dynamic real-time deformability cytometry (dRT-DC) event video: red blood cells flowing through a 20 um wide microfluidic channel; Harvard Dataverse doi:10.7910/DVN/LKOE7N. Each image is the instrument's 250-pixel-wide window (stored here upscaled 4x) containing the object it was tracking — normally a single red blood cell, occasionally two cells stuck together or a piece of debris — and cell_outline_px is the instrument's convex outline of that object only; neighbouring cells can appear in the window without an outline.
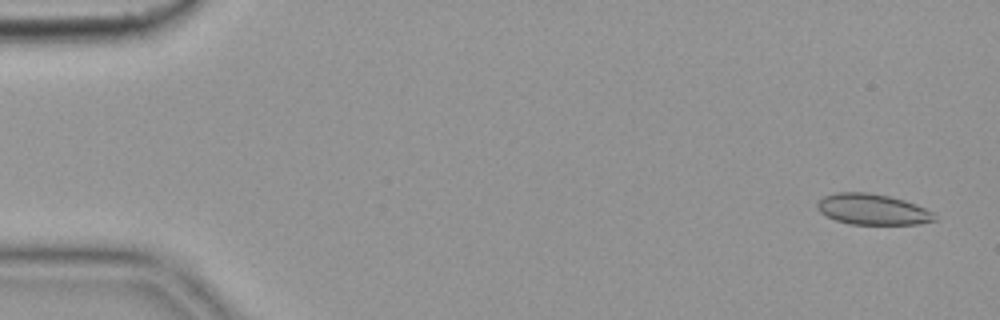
{"species": "common noctule bat (a hibernating species)", "species_latin": "Nyctalus noctula", "temperature_condition": "cold", "stored_images_in_passage": 56, "camera_frame_rate_fps": 3000, "um_per_image_px": 0.085, "animal": {"sex": "female", "body_mass_g": 19.9}, "frame": {"image": 1, "passage_image": 3, "time_ms": 0.667, "image_size_px": [1000, 320], "cell_outline_px": [[936, 220], [920, 224], [848, 224], [836, 220], [820, 212], [816, 208], [816, 204], [824, 196], [836, 192], [868, 192], [888, 196], [904, 200], [916, 204], [932, 212]], "centroid_in_image_um": [74.14, 17.79], "position_along_channel_um": 10.9, "area_um2": 20.98}}
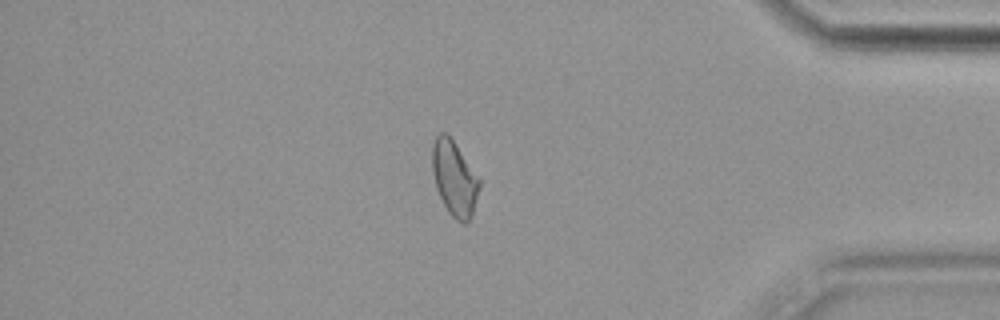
{"frame": {"image": 2, "passage_image": 48, "time_ms": 15.667, "image_size_px": [1000, 320], "cell_outline_px": [[480, 188], [472, 216], [464, 224], [456, 220], [448, 212], [436, 188], [432, 172], [432, 144], [436, 136], [440, 132], [448, 132], [480, 180]], "centroid_in_image_um": [38.61, 15.14], "position_along_channel_um": 396.6, "area_um2": 20.63}}
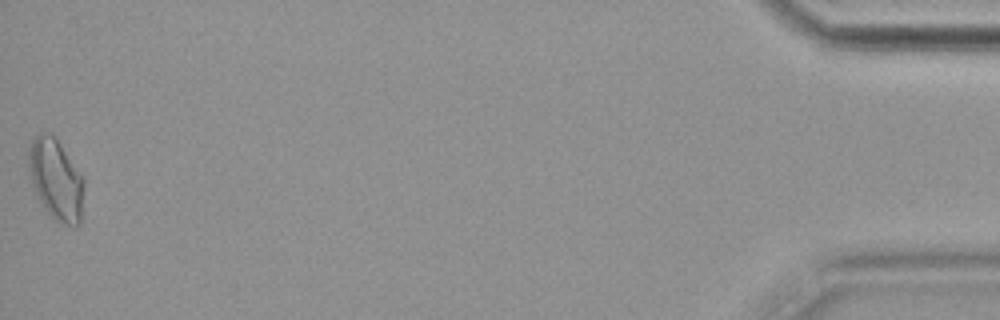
{"frame": {"image": 3, "passage_image": 56, "time_ms": 18.333, "image_size_px": [1000, 320], "cell_outline_px": [[84, 184], [80, 224], [76, 228], [72, 228], [52, 220], [36, 196], [32, 188], [28, 164], [28, 152], [32, 140], [40, 132], [48, 132], [56, 140], [84, 180]], "centroid_in_image_um": [4.73, 15.35], "position_along_channel_um": 430.5, "area_um2": 26.13}, "authors_computed_cell_mechanics": {"area_um2": 21.097, "velocity_mm_per_s": 3.6251, "shape_relaxation_time_tau1_ms": null, "shape_relaxation_time_tau2_ms": 1.8669, "deformation_change_tau1": null, "deformation_change_tau2": 0.0753}}